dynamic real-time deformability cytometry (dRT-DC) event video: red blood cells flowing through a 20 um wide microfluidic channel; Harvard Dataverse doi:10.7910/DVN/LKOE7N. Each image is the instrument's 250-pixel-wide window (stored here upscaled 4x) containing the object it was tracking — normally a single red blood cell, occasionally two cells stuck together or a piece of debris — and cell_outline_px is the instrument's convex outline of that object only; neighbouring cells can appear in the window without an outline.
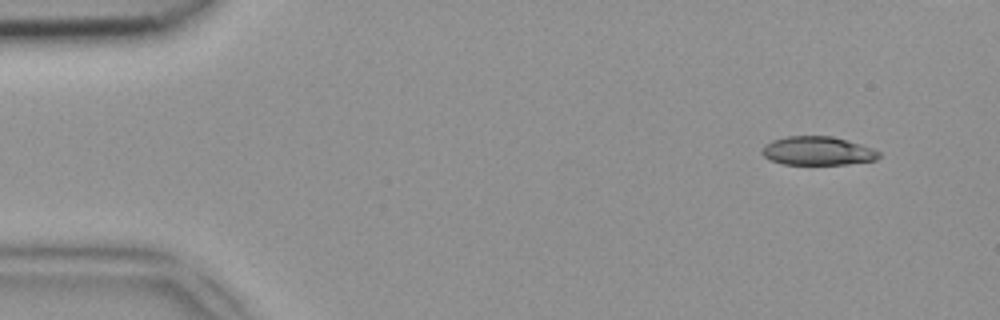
{"species": "common noctule bat (a hibernating species)", "species_latin": "Nyctalus noctula", "temperature_condition": "room temperature", "stored_images_in_passage": 46, "camera_frame_rate_fps": 3000, "um_per_image_px": 0.085, "animal": {"sex": "female", "body_mass_g": 18.4}, "frame": {"image": 1, "passage_image": 1, "time_ms": 0.0, "image_size_px": [1000, 320], "cell_outline_px": [[880, 156], [876, 160], [848, 164], [780, 164], [764, 156], [760, 152], [764, 144], [772, 140], [784, 136], [832, 136], [860, 144], [872, 148], [880, 152]], "centroid_in_image_um": [69.47, 12.82], "position_along_channel_um": 15.5, "area_um2": 19.59}}
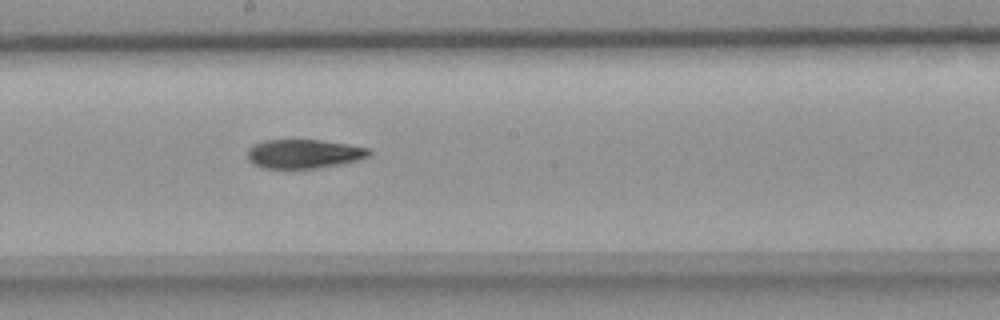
{"frame": {"image": 2, "passage_image": 23, "time_ms": 7.333, "image_size_px": [1000, 320], "cell_outline_px": [[372, 156], [360, 160], [340, 164], [316, 168], [264, 168], [252, 164], [248, 160], [248, 148], [252, 144], [264, 140], [320, 140], [348, 144], [372, 148]], "centroid_in_image_um": [25.87, 13.07], "position_along_channel_um": 222.3, "area_um2": 20.87}}
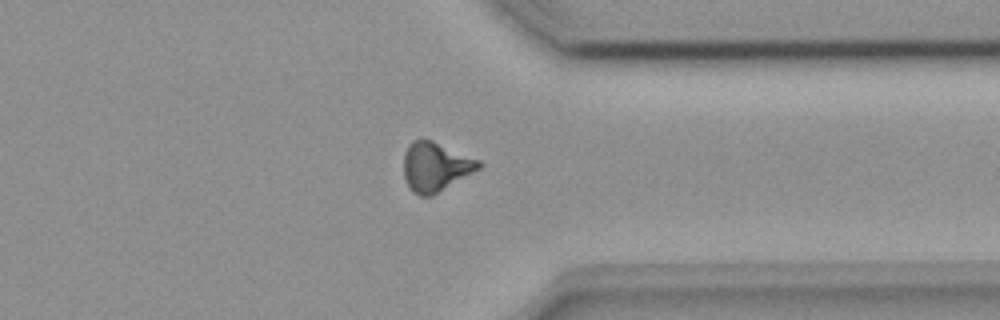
{"frame": {"image": 3, "passage_image": 34, "time_ms": 11.0, "image_size_px": [1000, 320], "cell_outline_px": [[484, 164], [480, 168], [432, 196], [420, 196], [412, 192], [404, 176], [404, 152], [408, 144], [412, 140], [432, 140], [480, 160]], "centroid_in_image_um": [37.01, 14.17], "position_along_channel_um": 374.4, "area_um2": 21.44}}